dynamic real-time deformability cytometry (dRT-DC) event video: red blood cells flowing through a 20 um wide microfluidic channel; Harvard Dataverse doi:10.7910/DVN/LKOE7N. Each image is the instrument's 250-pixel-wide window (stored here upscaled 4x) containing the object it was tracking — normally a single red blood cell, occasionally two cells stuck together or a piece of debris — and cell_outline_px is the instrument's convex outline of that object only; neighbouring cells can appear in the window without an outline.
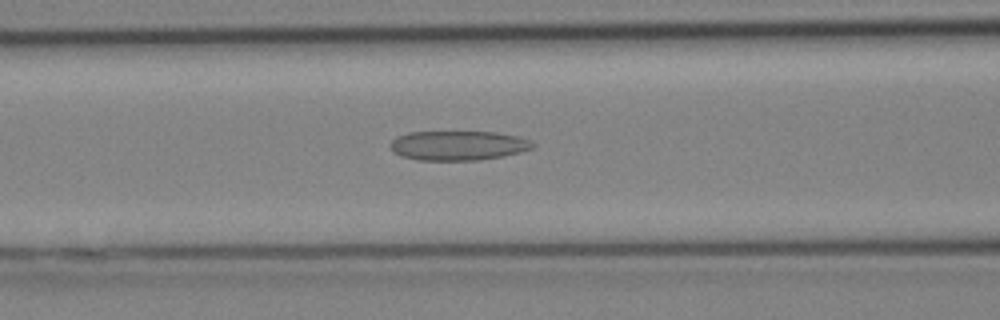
{"species": "Egyptian fruit bat (a non-hibernating species)", "species_latin": "Rousettus aegyptiacus", "temperature_condition": "cold", "stored_images_in_passage": 29, "camera_frame_rate_fps": 3000, "um_per_image_px": 0.085, "animal": {"sex": "female"}, "frame": {"image": 1, "passage_image": 11, "time_ms": 3.333, "image_size_px": [1000, 320], "cell_outline_px": [[536, 144], [532, 148], [520, 152], [480, 160], [416, 160], [400, 156], [392, 152], [388, 144], [396, 136], [408, 132], [496, 132], [516, 136], [532, 140]], "centroid_in_image_um": [38.89, 12.37], "position_along_channel_um": 127.7, "area_um2": 24.68}}
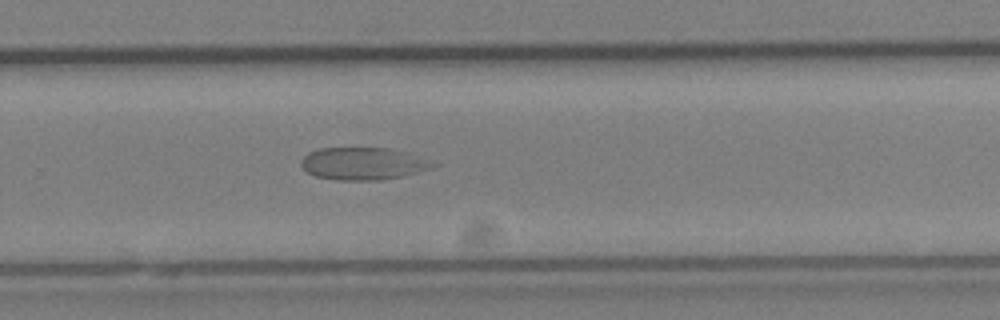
{"frame": {"image": 2, "passage_image": 19, "time_ms": 6.0, "image_size_px": [1000, 320], "cell_outline_px": [[440, 164], [432, 168], [400, 176], [380, 180], [336, 180], [316, 176], [308, 172], [300, 164], [300, 160], [308, 152], [320, 148], [388, 148]], "centroid_in_image_um": [30.8, 13.91], "position_along_channel_um": 299.0, "area_um2": 24.45}}
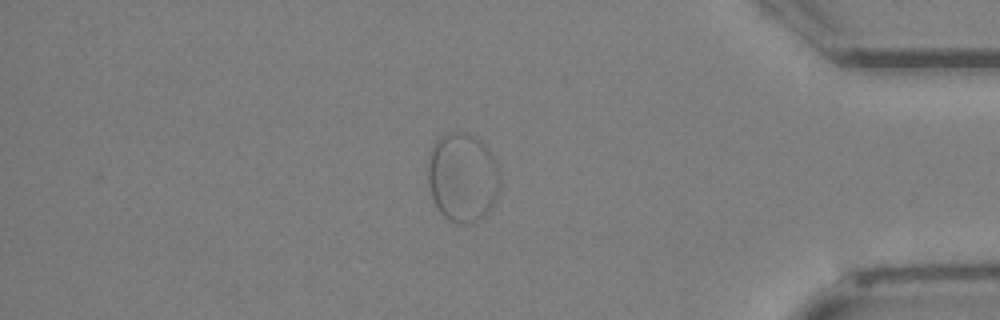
{"frame": {"image": 3, "passage_image": 25, "time_ms": 8.0, "image_size_px": [1000, 320], "cell_outline_px": [[500, 188], [496, 200], [472, 224], [460, 224], [448, 220], [440, 212], [432, 196], [428, 184], [428, 168], [432, 148], [436, 140], [444, 132], [468, 132], [480, 140], [492, 156], [496, 164], [500, 176]], "centroid_in_image_um": [39.31, 15.06], "position_along_channel_um": 395.9, "area_um2": 37.17}}